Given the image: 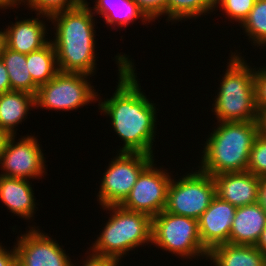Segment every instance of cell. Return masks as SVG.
<instances>
[{
	"label": "cell",
	"instance_id": "cell-1",
	"mask_svg": "<svg viewBox=\"0 0 266 266\" xmlns=\"http://www.w3.org/2000/svg\"><path fill=\"white\" fill-rule=\"evenodd\" d=\"M126 54L115 56L118 65V82L111 98L98 101L99 110L109 116L113 131L123 146L118 152L145 153L154 156L153 141L157 129V108L141 91L136 67Z\"/></svg>",
	"mask_w": 266,
	"mask_h": 266
},
{
	"label": "cell",
	"instance_id": "cell-2",
	"mask_svg": "<svg viewBox=\"0 0 266 266\" xmlns=\"http://www.w3.org/2000/svg\"><path fill=\"white\" fill-rule=\"evenodd\" d=\"M89 2L50 17L55 37L54 45L58 70L94 76L96 72L95 18ZM94 74V75H93Z\"/></svg>",
	"mask_w": 266,
	"mask_h": 266
},
{
	"label": "cell",
	"instance_id": "cell-3",
	"mask_svg": "<svg viewBox=\"0 0 266 266\" xmlns=\"http://www.w3.org/2000/svg\"><path fill=\"white\" fill-rule=\"evenodd\" d=\"M217 124L207 136L198 168L211 176L247 171L250 151L258 135L257 122Z\"/></svg>",
	"mask_w": 266,
	"mask_h": 266
},
{
	"label": "cell",
	"instance_id": "cell-4",
	"mask_svg": "<svg viewBox=\"0 0 266 266\" xmlns=\"http://www.w3.org/2000/svg\"><path fill=\"white\" fill-rule=\"evenodd\" d=\"M238 53L233 52L229 56L228 66L212 104L214 108L211 111L218 122L257 120L254 68Z\"/></svg>",
	"mask_w": 266,
	"mask_h": 266
},
{
	"label": "cell",
	"instance_id": "cell-5",
	"mask_svg": "<svg viewBox=\"0 0 266 266\" xmlns=\"http://www.w3.org/2000/svg\"><path fill=\"white\" fill-rule=\"evenodd\" d=\"M102 208L109 211L110 217L102 227V233L88 248L90 251L120 262L129 251L151 243L152 218L149 215L127 210L121 205Z\"/></svg>",
	"mask_w": 266,
	"mask_h": 266
},
{
	"label": "cell",
	"instance_id": "cell-6",
	"mask_svg": "<svg viewBox=\"0 0 266 266\" xmlns=\"http://www.w3.org/2000/svg\"><path fill=\"white\" fill-rule=\"evenodd\" d=\"M151 244L185 259L208 258L209 251L202 245L198 220L164 210L152 217Z\"/></svg>",
	"mask_w": 266,
	"mask_h": 266
},
{
	"label": "cell",
	"instance_id": "cell-7",
	"mask_svg": "<svg viewBox=\"0 0 266 266\" xmlns=\"http://www.w3.org/2000/svg\"><path fill=\"white\" fill-rule=\"evenodd\" d=\"M90 77L83 73L59 71L49 82L38 87L35 108L72 111L98 101L100 94L91 85Z\"/></svg>",
	"mask_w": 266,
	"mask_h": 266
},
{
	"label": "cell",
	"instance_id": "cell-8",
	"mask_svg": "<svg viewBox=\"0 0 266 266\" xmlns=\"http://www.w3.org/2000/svg\"><path fill=\"white\" fill-rule=\"evenodd\" d=\"M171 179L164 211L199 220L216 196L213 177L196 170Z\"/></svg>",
	"mask_w": 266,
	"mask_h": 266
},
{
	"label": "cell",
	"instance_id": "cell-9",
	"mask_svg": "<svg viewBox=\"0 0 266 266\" xmlns=\"http://www.w3.org/2000/svg\"><path fill=\"white\" fill-rule=\"evenodd\" d=\"M155 156L145 153L118 152L103 173L97 201L99 205H121L131 192L141 172Z\"/></svg>",
	"mask_w": 266,
	"mask_h": 266
},
{
	"label": "cell",
	"instance_id": "cell-10",
	"mask_svg": "<svg viewBox=\"0 0 266 266\" xmlns=\"http://www.w3.org/2000/svg\"><path fill=\"white\" fill-rule=\"evenodd\" d=\"M153 160L139 175L130 194L121 204L127 210L141 212L151 218L166 206L168 187L173 176L168 170L155 167Z\"/></svg>",
	"mask_w": 266,
	"mask_h": 266
},
{
	"label": "cell",
	"instance_id": "cell-11",
	"mask_svg": "<svg viewBox=\"0 0 266 266\" xmlns=\"http://www.w3.org/2000/svg\"><path fill=\"white\" fill-rule=\"evenodd\" d=\"M12 135L0 156V175L19 179H41L46 172L43 150L34 135L15 141ZM41 177V178H40Z\"/></svg>",
	"mask_w": 266,
	"mask_h": 266
},
{
	"label": "cell",
	"instance_id": "cell-12",
	"mask_svg": "<svg viewBox=\"0 0 266 266\" xmlns=\"http://www.w3.org/2000/svg\"><path fill=\"white\" fill-rule=\"evenodd\" d=\"M38 227H29L16 239L17 266H71L65 249Z\"/></svg>",
	"mask_w": 266,
	"mask_h": 266
},
{
	"label": "cell",
	"instance_id": "cell-13",
	"mask_svg": "<svg viewBox=\"0 0 266 266\" xmlns=\"http://www.w3.org/2000/svg\"><path fill=\"white\" fill-rule=\"evenodd\" d=\"M236 207L215 196L198 220L202 245L210 251L213 247L229 243Z\"/></svg>",
	"mask_w": 266,
	"mask_h": 266
},
{
	"label": "cell",
	"instance_id": "cell-14",
	"mask_svg": "<svg viewBox=\"0 0 266 266\" xmlns=\"http://www.w3.org/2000/svg\"><path fill=\"white\" fill-rule=\"evenodd\" d=\"M212 177L216 196L236 208L258 202L260 177L249 171L227 172Z\"/></svg>",
	"mask_w": 266,
	"mask_h": 266
},
{
	"label": "cell",
	"instance_id": "cell-15",
	"mask_svg": "<svg viewBox=\"0 0 266 266\" xmlns=\"http://www.w3.org/2000/svg\"><path fill=\"white\" fill-rule=\"evenodd\" d=\"M37 18H27L8 25L4 29L6 37V46L16 52L29 54L40 50L50 41L47 36L46 22L43 19L50 20V17L38 15ZM43 17L42 20L39 18ZM46 35V36H45Z\"/></svg>",
	"mask_w": 266,
	"mask_h": 266
},
{
	"label": "cell",
	"instance_id": "cell-16",
	"mask_svg": "<svg viewBox=\"0 0 266 266\" xmlns=\"http://www.w3.org/2000/svg\"><path fill=\"white\" fill-rule=\"evenodd\" d=\"M266 226V211L257 202L237 207L229 235V243L255 246Z\"/></svg>",
	"mask_w": 266,
	"mask_h": 266
},
{
	"label": "cell",
	"instance_id": "cell-17",
	"mask_svg": "<svg viewBox=\"0 0 266 266\" xmlns=\"http://www.w3.org/2000/svg\"><path fill=\"white\" fill-rule=\"evenodd\" d=\"M29 179L0 175V200L20 218L31 220L36 213V198Z\"/></svg>",
	"mask_w": 266,
	"mask_h": 266
},
{
	"label": "cell",
	"instance_id": "cell-18",
	"mask_svg": "<svg viewBox=\"0 0 266 266\" xmlns=\"http://www.w3.org/2000/svg\"><path fill=\"white\" fill-rule=\"evenodd\" d=\"M94 7H89L94 15L100 14L107 25L112 29H121L125 26L134 24L137 19H141L144 23L151 21L139 9L133 0H95ZM93 8V9H92ZM114 26V27H112Z\"/></svg>",
	"mask_w": 266,
	"mask_h": 266
},
{
	"label": "cell",
	"instance_id": "cell-19",
	"mask_svg": "<svg viewBox=\"0 0 266 266\" xmlns=\"http://www.w3.org/2000/svg\"><path fill=\"white\" fill-rule=\"evenodd\" d=\"M208 259L213 266H266V256L252 245L220 244L209 251Z\"/></svg>",
	"mask_w": 266,
	"mask_h": 266
},
{
	"label": "cell",
	"instance_id": "cell-20",
	"mask_svg": "<svg viewBox=\"0 0 266 266\" xmlns=\"http://www.w3.org/2000/svg\"><path fill=\"white\" fill-rule=\"evenodd\" d=\"M35 108V96L23 91H9L0 95V128L17 135L18 127Z\"/></svg>",
	"mask_w": 266,
	"mask_h": 266
},
{
	"label": "cell",
	"instance_id": "cell-21",
	"mask_svg": "<svg viewBox=\"0 0 266 266\" xmlns=\"http://www.w3.org/2000/svg\"><path fill=\"white\" fill-rule=\"evenodd\" d=\"M7 69L11 91H23L35 96L38 85L32 80L26 64V54L5 46L1 59Z\"/></svg>",
	"mask_w": 266,
	"mask_h": 266
},
{
	"label": "cell",
	"instance_id": "cell-22",
	"mask_svg": "<svg viewBox=\"0 0 266 266\" xmlns=\"http://www.w3.org/2000/svg\"><path fill=\"white\" fill-rule=\"evenodd\" d=\"M26 64L32 80L38 86L49 82L59 72L51 40L40 50L26 54Z\"/></svg>",
	"mask_w": 266,
	"mask_h": 266
},
{
	"label": "cell",
	"instance_id": "cell-23",
	"mask_svg": "<svg viewBox=\"0 0 266 266\" xmlns=\"http://www.w3.org/2000/svg\"><path fill=\"white\" fill-rule=\"evenodd\" d=\"M215 10V0H168L167 21L196 19Z\"/></svg>",
	"mask_w": 266,
	"mask_h": 266
},
{
	"label": "cell",
	"instance_id": "cell-24",
	"mask_svg": "<svg viewBox=\"0 0 266 266\" xmlns=\"http://www.w3.org/2000/svg\"><path fill=\"white\" fill-rule=\"evenodd\" d=\"M240 27L250 39L249 42L252 41L254 46L264 49L266 46V0L255 1L248 17Z\"/></svg>",
	"mask_w": 266,
	"mask_h": 266
},
{
	"label": "cell",
	"instance_id": "cell-25",
	"mask_svg": "<svg viewBox=\"0 0 266 266\" xmlns=\"http://www.w3.org/2000/svg\"><path fill=\"white\" fill-rule=\"evenodd\" d=\"M83 3H85V0H27L23 5L26 4L30 10L36 11L35 13L38 15L51 17L56 13L73 9Z\"/></svg>",
	"mask_w": 266,
	"mask_h": 266
},
{
	"label": "cell",
	"instance_id": "cell-26",
	"mask_svg": "<svg viewBox=\"0 0 266 266\" xmlns=\"http://www.w3.org/2000/svg\"><path fill=\"white\" fill-rule=\"evenodd\" d=\"M256 0H215V9L221 8L225 15L239 22L240 25L248 17L249 12L254 6Z\"/></svg>",
	"mask_w": 266,
	"mask_h": 266
},
{
	"label": "cell",
	"instance_id": "cell-27",
	"mask_svg": "<svg viewBox=\"0 0 266 266\" xmlns=\"http://www.w3.org/2000/svg\"><path fill=\"white\" fill-rule=\"evenodd\" d=\"M247 171L258 177L266 176V137L260 134L251 148Z\"/></svg>",
	"mask_w": 266,
	"mask_h": 266
},
{
	"label": "cell",
	"instance_id": "cell-28",
	"mask_svg": "<svg viewBox=\"0 0 266 266\" xmlns=\"http://www.w3.org/2000/svg\"><path fill=\"white\" fill-rule=\"evenodd\" d=\"M150 20L155 21L161 15L167 16V1L168 0H133Z\"/></svg>",
	"mask_w": 266,
	"mask_h": 266
},
{
	"label": "cell",
	"instance_id": "cell-29",
	"mask_svg": "<svg viewBox=\"0 0 266 266\" xmlns=\"http://www.w3.org/2000/svg\"><path fill=\"white\" fill-rule=\"evenodd\" d=\"M255 97L257 110L266 109V66L254 68Z\"/></svg>",
	"mask_w": 266,
	"mask_h": 266
},
{
	"label": "cell",
	"instance_id": "cell-30",
	"mask_svg": "<svg viewBox=\"0 0 266 266\" xmlns=\"http://www.w3.org/2000/svg\"><path fill=\"white\" fill-rule=\"evenodd\" d=\"M89 254L86 256L85 260L81 262V266H119L121 262H119L117 259L112 257H107L103 255H98L95 253H91V251H87ZM71 266H76L73 263Z\"/></svg>",
	"mask_w": 266,
	"mask_h": 266
},
{
	"label": "cell",
	"instance_id": "cell-31",
	"mask_svg": "<svg viewBox=\"0 0 266 266\" xmlns=\"http://www.w3.org/2000/svg\"><path fill=\"white\" fill-rule=\"evenodd\" d=\"M0 243V266H17V252L15 246L12 250L4 248Z\"/></svg>",
	"mask_w": 266,
	"mask_h": 266
},
{
	"label": "cell",
	"instance_id": "cell-32",
	"mask_svg": "<svg viewBox=\"0 0 266 266\" xmlns=\"http://www.w3.org/2000/svg\"><path fill=\"white\" fill-rule=\"evenodd\" d=\"M9 91H11V84L8 72L4 62L0 60V95Z\"/></svg>",
	"mask_w": 266,
	"mask_h": 266
},
{
	"label": "cell",
	"instance_id": "cell-33",
	"mask_svg": "<svg viewBox=\"0 0 266 266\" xmlns=\"http://www.w3.org/2000/svg\"><path fill=\"white\" fill-rule=\"evenodd\" d=\"M257 126H258V134L263 137H266V109L257 110Z\"/></svg>",
	"mask_w": 266,
	"mask_h": 266
},
{
	"label": "cell",
	"instance_id": "cell-34",
	"mask_svg": "<svg viewBox=\"0 0 266 266\" xmlns=\"http://www.w3.org/2000/svg\"><path fill=\"white\" fill-rule=\"evenodd\" d=\"M258 203L266 211V176L260 177Z\"/></svg>",
	"mask_w": 266,
	"mask_h": 266
},
{
	"label": "cell",
	"instance_id": "cell-35",
	"mask_svg": "<svg viewBox=\"0 0 266 266\" xmlns=\"http://www.w3.org/2000/svg\"><path fill=\"white\" fill-rule=\"evenodd\" d=\"M11 136L12 135L8 131L0 128V156L3 153L4 148L6 147V144Z\"/></svg>",
	"mask_w": 266,
	"mask_h": 266
},
{
	"label": "cell",
	"instance_id": "cell-36",
	"mask_svg": "<svg viewBox=\"0 0 266 266\" xmlns=\"http://www.w3.org/2000/svg\"><path fill=\"white\" fill-rule=\"evenodd\" d=\"M255 246L266 256V226L263 229L260 239Z\"/></svg>",
	"mask_w": 266,
	"mask_h": 266
},
{
	"label": "cell",
	"instance_id": "cell-37",
	"mask_svg": "<svg viewBox=\"0 0 266 266\" xmlns=\"http://www.w3.org/2000/svg\"><path fill=\"white\" fill-rule=\"evenodd\" d=\"M17 6L20 7L14 0H0V10L18 8Z\"/></svg>",
	"mask_w": 266,
	"mask_h": 266
},
{
	"label": "cell",
	"instance_id": "cell-38",
	"mask_svg": "<svg viewBox=\"0 0 266 266\" xmlns=\"http://www.w3.org/2000/svg\"><path fill=\"white\" fill-rule=\"evenodd\" d=\"M6 46V37L4 31H0V60L2 59L3 50Z\"/></svg>",
	"mask_w": 266,
	"mask_h": 266
},
{
	"label": "cell",
	"instance_id": "cell-39",
	"mask_svg": "<svg viewBox=\"0 0 266 266\" xmlns=\"http://www.w3.org/2000/svg\"><path fill=\"white\" fill-rule=\"evenodd\" d=\"M18 5H23L27 0H14Z\"/></svg>",
	"mask_w": 266,
	"mask_h": 266
}]
</instances>
